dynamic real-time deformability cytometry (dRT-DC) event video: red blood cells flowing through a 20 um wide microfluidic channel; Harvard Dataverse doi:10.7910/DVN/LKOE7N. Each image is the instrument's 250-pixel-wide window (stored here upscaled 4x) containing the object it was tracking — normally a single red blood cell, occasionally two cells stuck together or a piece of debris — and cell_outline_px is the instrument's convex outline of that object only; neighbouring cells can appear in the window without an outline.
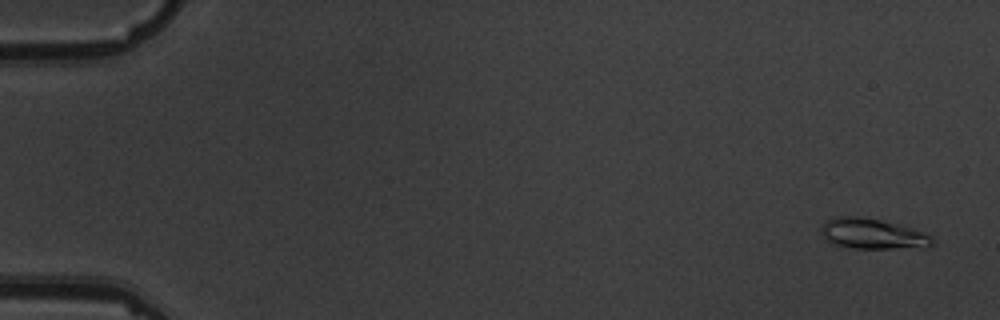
{"species": "common noctule bat (a hibernating species)", "species_latin": "Nyctalus noctula", "temperature_condition": "warm", "stored_images_in_passage": 6, "camera_frame_rate_fps": 3000, "um_per_image_px": 0.085, "animal": {"sex": "male", "body_mass_g": 19.5, "forearm_length_mm": 54.6}, "frame": {"image": 1, "passage_image": 1, "time_ms": 0.0, "image_size_px": [1000, 320], "cell_outline_px": [[936, 244], [924, 248], [856, 248], [836, 244], [828, 240], [820, 232], [820, 228], [828, 220], [840, 216], [856, 216], [880, 220], [912, 228], [932, 236]], "centroid_in_image_um": [74.23, 19.88], "position_along_channel_um": 10.8, "area_um2": 19.48}}